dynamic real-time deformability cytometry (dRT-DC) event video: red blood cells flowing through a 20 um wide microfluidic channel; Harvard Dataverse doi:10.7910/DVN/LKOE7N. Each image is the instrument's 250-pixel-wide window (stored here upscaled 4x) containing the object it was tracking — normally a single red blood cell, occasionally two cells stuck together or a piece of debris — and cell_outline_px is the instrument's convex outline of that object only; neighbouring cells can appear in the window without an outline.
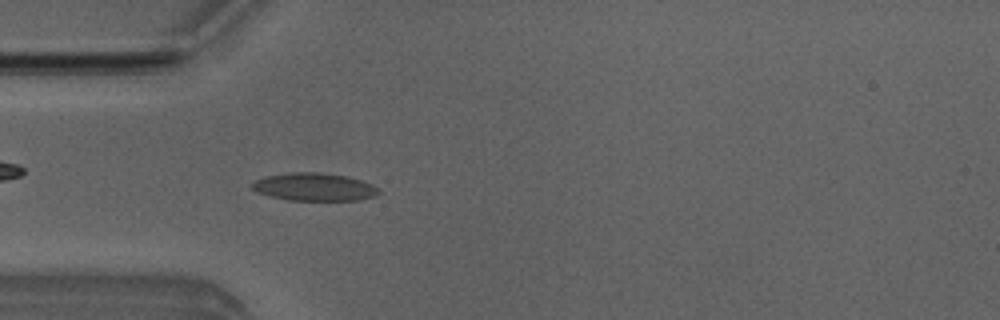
{"species": "Egyptian fruit bat (a non-hibernating species)", "species_latin": "Rousettus aegyptiacus", "temperature_condition": "room temperature", "stored_images_in_passage": 46, "camera_frame_rate_fps": 3000, "um_per_image_px": 0.085, "animal": {"sex": "male"}, "frame": {"image": 1, "passage_image": 9, "time_ms": 2.667, "image_size_px": [1000, 320], "cell_outline_px": [[380, 192], [376, 196], [356, 200], [288, 200], [256, 192], [252, 188], [252, 184], [256, 180], [268, 176], [292, 172], [320, 172], [348, 176], [372, 184], [380, 188]], "centroid_in_image_um": [26.76, 15.89], "position_along_channel_um": 58.2, "area_um2": 20.46}}
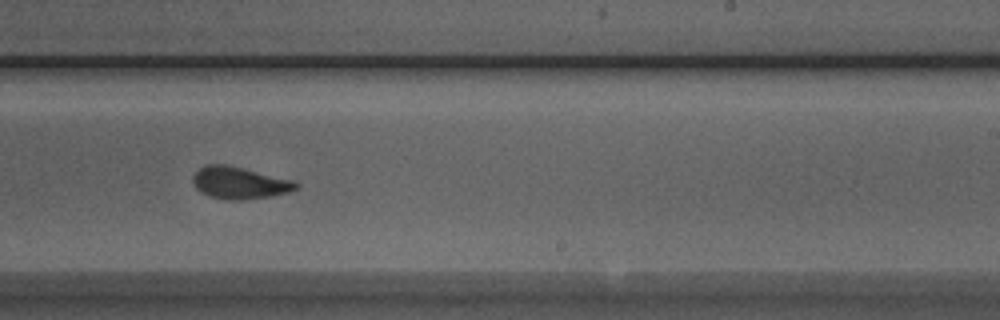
{"frame": {"image": 2, "passage_image": 25, "time_ms": 8.0, "image_size_px": [1000, 320], "cell_outline_px": [[300, 184], [296, 188], [288, 192], [272, 196], [240, 200], [228, 200], [208, 196], [200, 192], [196, 188], [192, 180], [192, 176], [200, 168], [208, 164], [224, 164], [296, 180]], "centroid_in_image_um": [20.36, 15.55], "position_along_channel_um": 268.6, "area_um2": 19.31}}
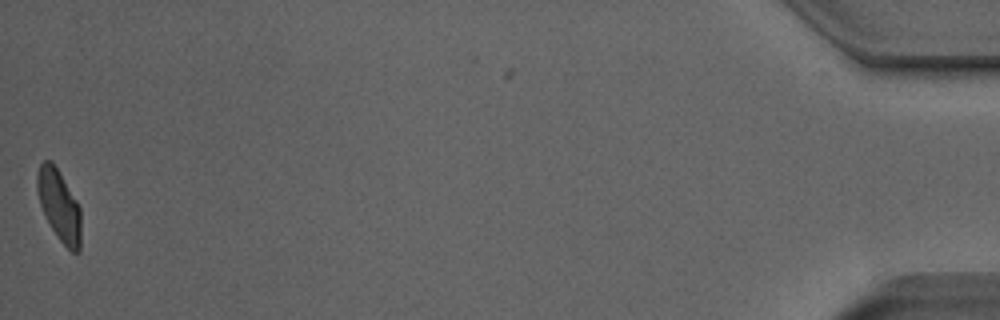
{"frame": {"image": 3, "passage_image": 45, "time_ms": 14.667, "image_size_px": [1000, 320], "cell_outline_px": [[80, 252], [72, 252], [60, 240], [52, 228], [40, 204], [36, 188], [36, 176], [40, 164], [44, 160], [48, 160], [56, 168], [76, 200], [80, 208]], "centroid_in_image_um": [5.02, 17.47], "position_along_channel_um": 430.2, "area_um2": 17.63}, "authors_computed_cell_mechanics": {"area_um2": 19.1896, "velocity_mm_per_s": 3.9943, "shape_relaxation_time_tau1_ms": 4.2069, "shape_relaxation_time_tau2_ms": 1.2633, "deformation_change_tau1": 0.1348, "deformation_change_tau2": 0.0538}}